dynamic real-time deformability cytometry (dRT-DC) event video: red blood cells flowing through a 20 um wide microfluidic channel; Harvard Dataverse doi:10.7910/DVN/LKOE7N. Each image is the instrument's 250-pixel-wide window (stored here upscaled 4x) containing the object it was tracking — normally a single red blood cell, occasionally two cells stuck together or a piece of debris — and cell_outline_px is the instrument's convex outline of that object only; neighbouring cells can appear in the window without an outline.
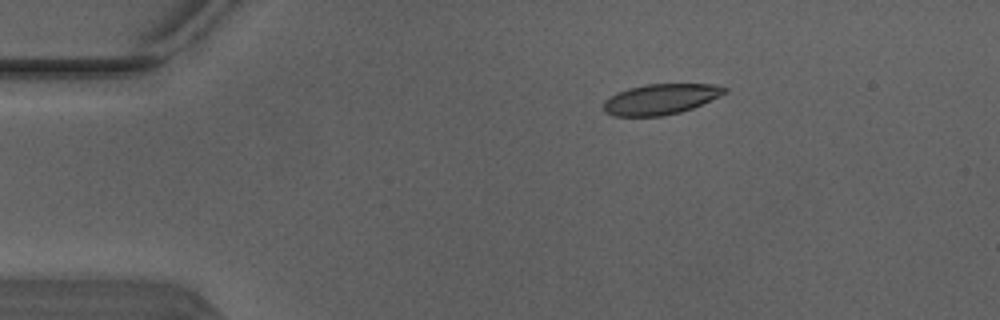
{"species": "Egyptian fruit bat (a non-hibernating species)", "species_latin": "Rousettus aegyptiacus", "temperature_condition": "warm", "stored_images_in_passage": 4, "camera_frame_rate_fps": 3000, "um_per_image_px": 0.085, "animal": {"sex": "male"}, "frame": {"image": 1, "passage_image": 1, "time_ms": 0.0, "image_size_px": [1000, 320], "cell_outline_px": [[728, 92], [720, 96], [692, 108], [680, 112], [664, 116], [612, 116], [604, 112], [604, 100], [616, 92], [628, 88], [644, 84], [712, 84], [728, 88]], "centroid_in_image_um": [56.13, 8.43], "position_along_channel_um": 28.9, "area_um2": 21.68}}
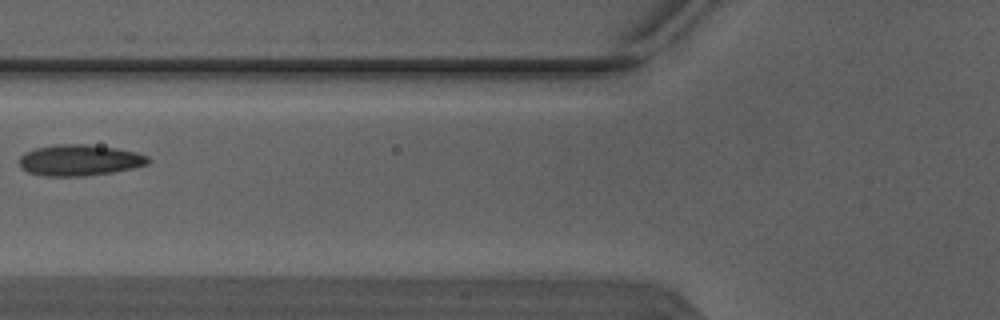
{"frame": {"image": 2, "passage_image": 4, "time_ms": 1.0, "image_size_px": [1000, 320], "cell_outline_px": [[152, 160], [148, 164], [132, 168], [112, 172], [84, 176], [40, 176], [28, 172], [20, 168], [20, 156], [24, 152], [36, 148], [56, 144], [84, 144], [116, 148], [136, 152], [148, 156]], "centroid_in_image_um": [6.75, 13.62], "position_along_channel_um": 119.1, "area_um2": 23.47}}